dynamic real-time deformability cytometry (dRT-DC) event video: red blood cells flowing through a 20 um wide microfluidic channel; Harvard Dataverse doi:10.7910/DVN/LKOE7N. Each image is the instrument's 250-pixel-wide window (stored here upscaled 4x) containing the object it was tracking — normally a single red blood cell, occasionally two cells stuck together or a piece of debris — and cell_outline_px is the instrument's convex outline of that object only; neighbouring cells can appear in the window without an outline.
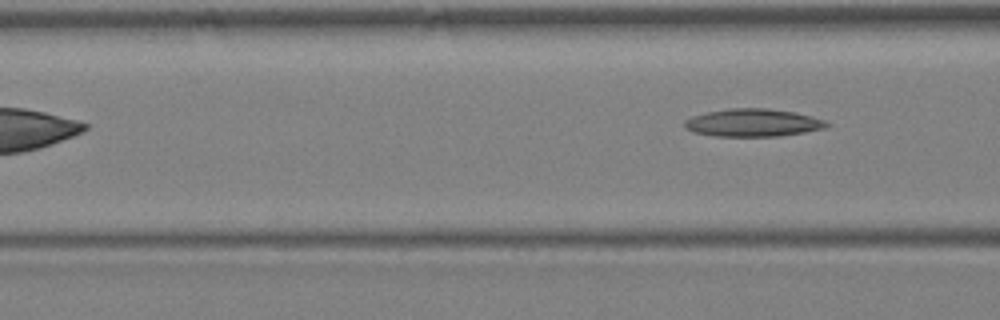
{"species": "Egyptian fruit bat (a non-hibernating species)", "species_latin": "Rousettus aegyptiacus", "temperature_condition": "warm", "stored_images_in_passage": 5, "camera_frame_rate_fps": 3000, "um_per_image_px": 0.085, "animal": {"sex": "female"}, "frame": {"image": 1, "passage_image": 5, "time_ms": 4.667, "image_size_px": [1000, 320], "cell_outline_px": [[832, 124], [824, 128], [804, 132], [780, 136], [712, 136], [692, 132], [684, 128], [684, 120], [692, 116], [708, 112], [732, 108], [764, 108], [796, 112], [812, 116], [824, 120]], "centroid_in_image_um": [63.99, 10.43], "position_along_channel_um": 102.6, "area_um2": 23.06}}